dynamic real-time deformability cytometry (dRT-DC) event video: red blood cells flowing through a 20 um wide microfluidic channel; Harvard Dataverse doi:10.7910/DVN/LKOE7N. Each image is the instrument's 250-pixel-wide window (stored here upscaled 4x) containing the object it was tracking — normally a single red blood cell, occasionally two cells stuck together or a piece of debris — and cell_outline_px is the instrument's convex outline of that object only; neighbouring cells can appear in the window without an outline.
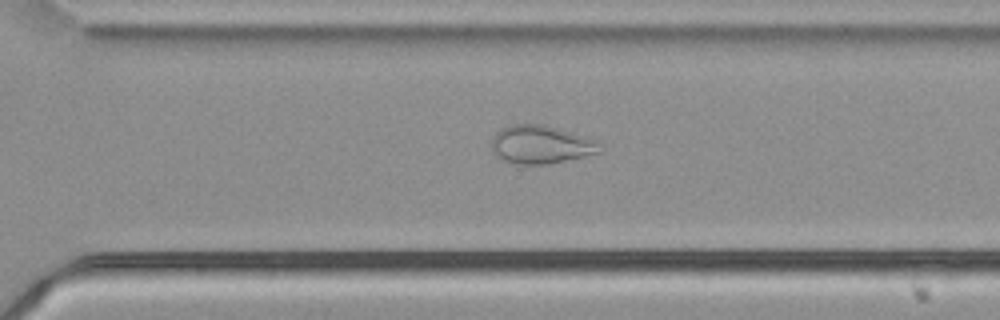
{"species": "common noctule bat (a hibernating species)", "species_latin": "Nyctalus noctula", "temperature_condition": "cold", "stored_images_in_passage": 55, "camera_frame_rate_fps": 3000, "um_per_image_px": 0.085, "animal": {"sex": "male", "body_mass_g": 21.5, "forearm_length_mm": 52.0}, "frame": {"image": 1, "passage_image": 39, "time_ms": 12.667, "image_size_px": [1000, 320], "cell_outline_px": [[600, 152], [584, 156], [548, 164], [516, 164], [504, 160], [492, 152], [492, 136], [500, 128], [508, 124], [544, 124], [584, 136], [592, 140]], "centroid_in_image_um": [45.86, 12.27], "position_along_channel_um": 324.7, "area_um2": 23.76}}
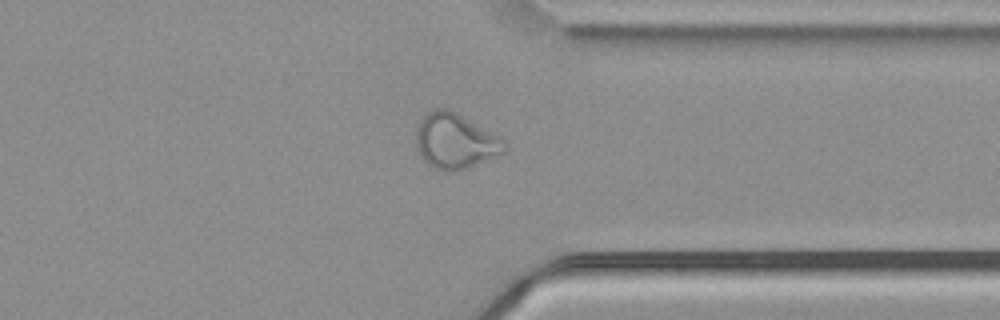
{"frame": {"image": 2, "passage_image": 43, "time_ms": 14.0, "image_size_px": [1000, 320], "cell_outline_px": [[508, 148], [504, 152], [468, 168], [452, 172], [440, 172], [432, 168], [420, 156], [416, 144], [416, 124], [428, 112], [436, 108], [448, 108], [456, 112], [500, 136], [508, 144]], "centroid_in_image_um": [38.68, 12.0], "position_along_channel_um": 372.7, "area_um2": 28.9}}
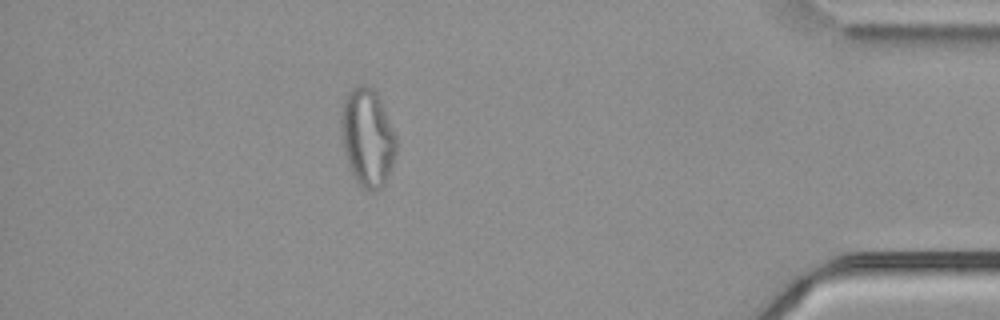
{"frame": {"image": 3, "passage_image": 49, "time_ms": 16.0, "image_size_px": [1000, 320], "cell_outline_px": [[396, 152], [392, 164], [384, 184], [380, 188], [372, 192], [364, 188], [352, 176], [344, 152], [340, 128], [340, 112], [344, 100], [348, 92], [356, 84], [364, 84], [372, 88], [376, 92], [380, 100], [396, 136]], "centroid_in_image_um": [31.2, 11.67], "position_along_channel_um": 404.0, "area_um2": 31.5}}